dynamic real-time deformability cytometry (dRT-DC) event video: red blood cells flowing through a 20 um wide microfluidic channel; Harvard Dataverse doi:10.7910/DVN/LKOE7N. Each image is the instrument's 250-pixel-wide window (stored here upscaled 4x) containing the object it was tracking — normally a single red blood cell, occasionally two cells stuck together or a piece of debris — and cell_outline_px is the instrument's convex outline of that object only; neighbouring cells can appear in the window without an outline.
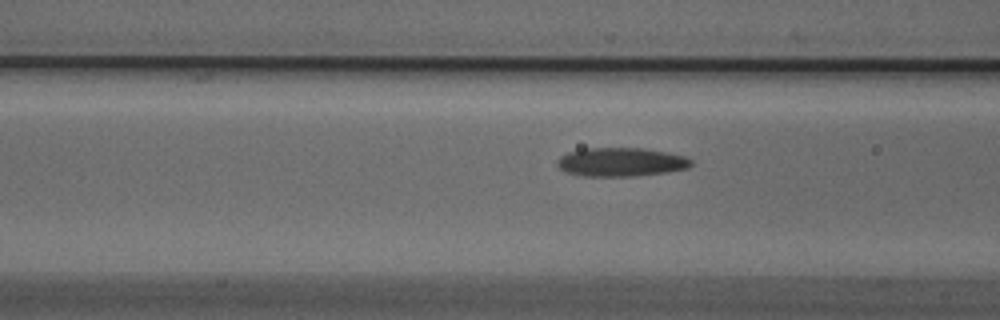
{"species": "Egyptian fruit bat (a non-hibernating species)", "species_latin": "Rousettus aegyptiacus", "temperature_condition": "cold", "stored_images_in_passage": 24, "camera_frame_rate_fps": 3000, "um_per_image_px": 0.085, "animal": {"sex": "male"}, "frame": {"image": 1, "passage_image": 8, "time_ms": 2.333, "image_size_px": [1000, 320], "cell_outline_px": [[692, 164], [688, 168], [668, 172], [636, 176], [584, 176], [564, 172], [556, 164], [556, 160], [560, 156], [568, 152], [584, 148], [644, 148], [668, 152], [684, 156], [692, 160]], "centroid_in_image_um": [52.77, 13.77], "position_along_channel_um": 113.8, "area_um2": 22.66}}
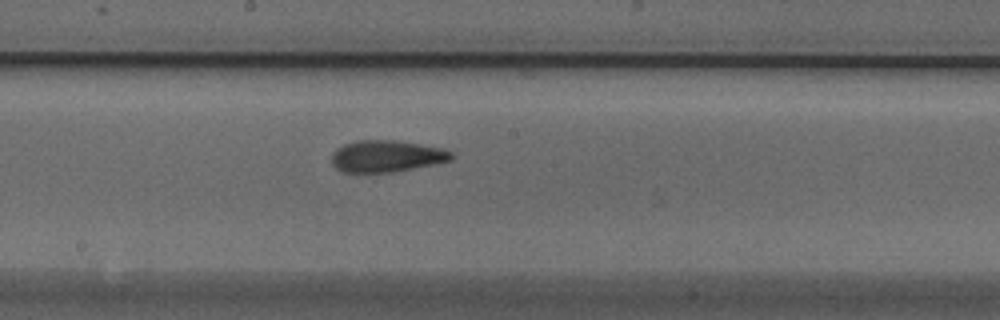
{"frame": {"image": 2, "passage_image": 16, "time_ms": 5.0, "image_size_px": [1000, 320], "cell_outline_px": [[456, 156], [452, 160], [392, 172], [344, 172], [336, 168], [332, 164], [332, 152], [336, 148], [344, 144], [356, 140], [392, 140], [420, 144], [444, 148], [452, 152]], "centroid_in_image_um": [32.85, 13.26], "position_along_channel_um": 215.3, "area_um2": 22.14}}
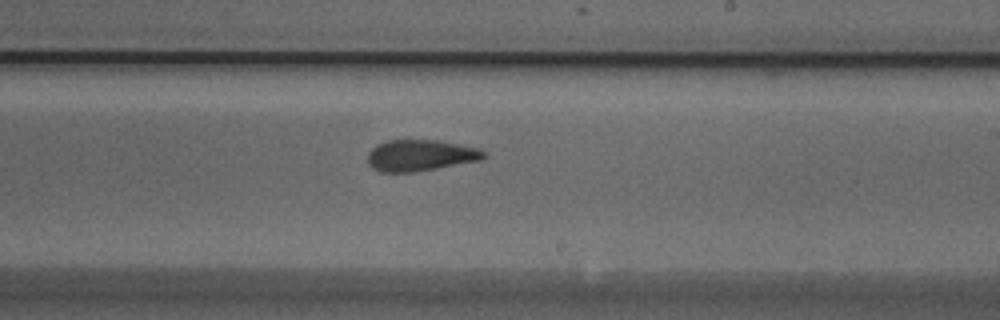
{"frame": {"image": 3, "passage_image": 19, "time_ms": 6.0, "image_size_px": [1000, 320], "cell_outline_px": [[488, 156], [480, 160], [436, 168], [412, 172], [380, 172], [372, 168], [368, 164], [368, 152], [376, 144], [388, 140], [436, 140], [480, 148], [488, 152]], "centroid_in_image_um": [35.74, 13.2], "position_along_channel_um": 253.3, "area_um2": 21.27}}